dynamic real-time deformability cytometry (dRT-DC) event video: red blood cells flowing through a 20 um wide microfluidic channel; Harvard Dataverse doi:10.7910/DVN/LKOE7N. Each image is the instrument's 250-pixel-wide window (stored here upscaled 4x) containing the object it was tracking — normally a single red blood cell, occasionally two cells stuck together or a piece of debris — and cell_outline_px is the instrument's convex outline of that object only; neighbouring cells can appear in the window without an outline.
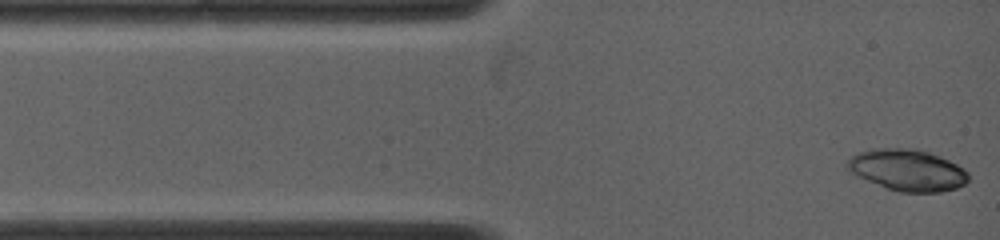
{"species": "common noctule bat (a hibernating species)", "species_latin": "Nyctalus noctula", "temperature_condition": "warm", "stored_images_in_passage": 12, "camera_frame_rate_fps": 5000, "um_per_image_px": 0.085, "animal": {"sex": "female", "body_mass_g": 19.0, "forearm_length_mm": 53.3}, "frame": {"image": 1, "passage_image": 1, "time_ms": 0.0, "image_size_px": [1000, 240], "cell_outline_px": [[968, 180], [964, 184], [956, 188], [940, 192], [896, 192], [848, 172], [844, 168], [844, 164], [852, 156], [860, 152], [876, 148], [916, 148], [940, 156], [964, 168], [968, 172]], "centroid_in_image_um": [77.1, 14.45], "position_along_channel_um": 7.9, "area_um2": 29.42}}
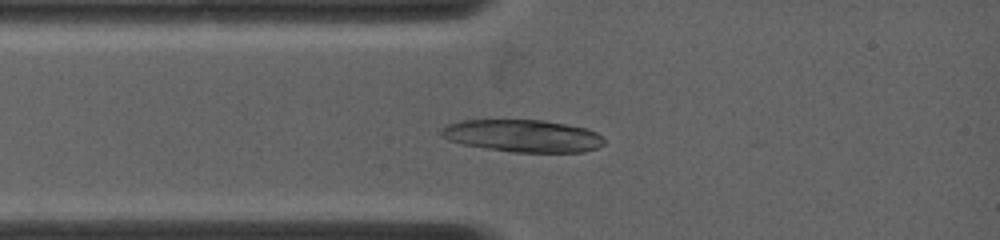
{"frame": {"image": 2, "passage_image": 11, "time_ms": 2.0, "image_size_px": [1000, 240], "cell_outline_px": [[604, 144], [596, 148], [584, 152], [512, 152], [464, 144], [448, 140], [440, 136], [440, 128], [448, 124], [460, 120], [544, 120], [588, 128], [596, 132], [604, 140]], "centroid_in_image_um": [44.43, 11.54], "position_along_channel_um": 40.6, "area_um2": 30.75}}